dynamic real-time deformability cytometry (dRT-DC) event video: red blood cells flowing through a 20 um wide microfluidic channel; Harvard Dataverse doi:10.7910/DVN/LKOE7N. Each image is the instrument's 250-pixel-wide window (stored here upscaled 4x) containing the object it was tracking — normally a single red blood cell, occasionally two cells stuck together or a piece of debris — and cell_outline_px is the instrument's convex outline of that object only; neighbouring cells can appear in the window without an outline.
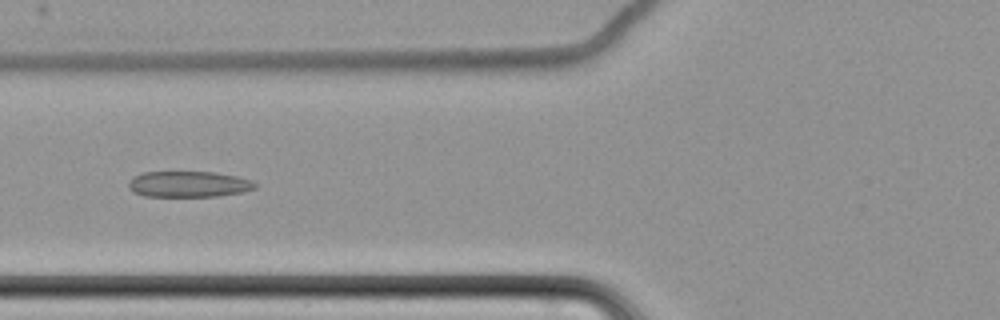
{"species": "common noctule bat (a hibernating species)", "species_latin": "Nyctalus noctula", "temperature_condition": "cold", "stored_images_in_passage": 8, "camera_frame_rate_fps": 3000, "um_per_image_px": 0.085, "animal": {"sex": "female", "body_mass_g": 22.7, "forearm_length_mm": 54.2}, "frame": {"image": 1, "passage_image": 7, "time_ms": 8.0, "image_size_px": [1000, 320], "cell_outline_px": [[256, 188], [244, 192], [216, 196], [144, 196], [128, 188], [128, 180], [132, 176], [144, 172], [216, 172], [236, 176], [252, 180], [256, 184]], "centroid_in_image_um": [16.03, 15.65], "position_along_channel_um": 109.8, "area_um2": 19.19}}
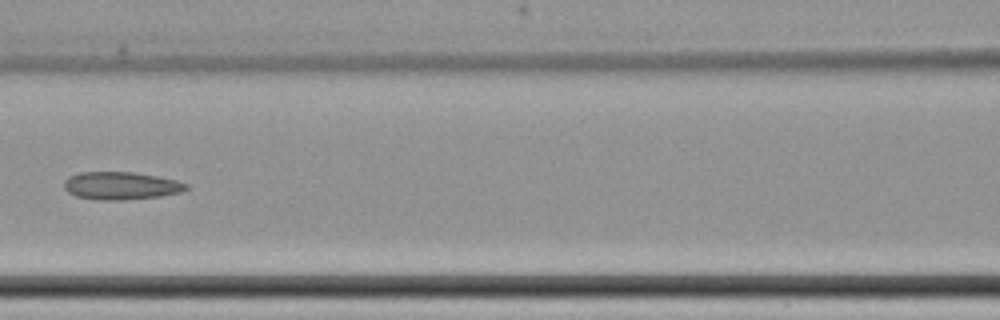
{"frame": {"image": 2, "passage_image": 8, "time_ms": 9.333, "image_size_px": [1000, 320], "cell_outline_px": [[188, 188], [180, 192], [160, 196], [120, 200], [96, 200], [76, 196], [68, 192], [64, 188], [64, 180], [68, 176], [80, 172], [132, 172], [156, 176], [176, 180], [188, 184]], "centroid_in_image_um": [10.24, 15.78], "position_along_channel_um": 156.4, "area_um2": 19.71}}